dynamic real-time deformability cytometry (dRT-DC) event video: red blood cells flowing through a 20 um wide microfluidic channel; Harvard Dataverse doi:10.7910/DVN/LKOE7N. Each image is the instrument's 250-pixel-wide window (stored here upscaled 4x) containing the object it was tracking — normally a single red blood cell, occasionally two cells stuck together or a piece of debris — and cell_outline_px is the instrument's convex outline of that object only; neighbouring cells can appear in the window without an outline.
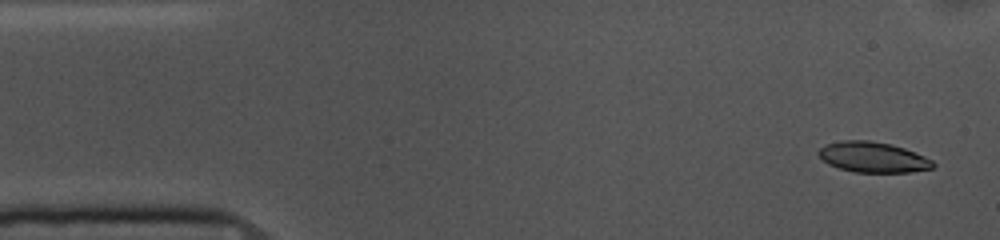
{"species": "common noctule bat (a hibernating species)", "species_latin": "Nyctalus noctula", "temperature_condition": "cold", "stored_images_in_passage": 52, "camera_frame_rate_fps": 3000, "um_per_image_px": 0.085, "animal": {"sex": "female", "body_mass_g": 10.0, "forearm_length_mm": 53.1}, "frame": {"image": 1, "passage_image": 2, "time_ms": 0.333, "image_size_px": [1000, 240], "cell_outline_px": [[936, 164], [932, 168], [912, 172], [856, 172], [840, 168], [828, 164], [816, 152], [824, 144], [840, 140], [872, 140], [892, 144], [904, 148], [924, 156], [932, 160]], "centroid_in_image_um": [74.19, 13.34], "position_along_channel_um": 10.8, "area_um2": 20.4}}
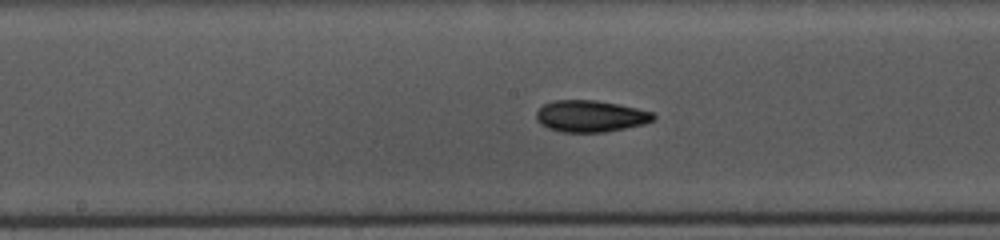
{"frame": {"image": 2, "passage_image": 25, "time_ms": 8.0, "image_size_px": [1000, 240], "cell_outline_px": [[656, 116], [652, 120], [644, 124], [604, 132], [564, 132], [548, 128], [540, 124], [536, 120], [536, 112], [544, 104], [552, 100], [596, 100], [620, 104], [652, 112]], "centroid_in_image_um": [50.17, 9.86], "position_along_channel_um": 198.0, "area_um2": 21.56}}
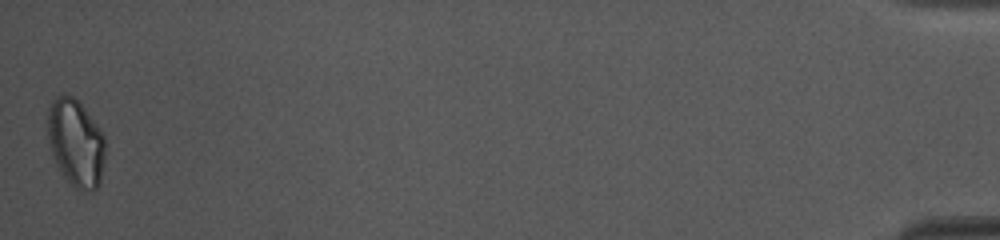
{"frame": {"image": 3, "passage_image": 52, "time_ms": 17.0, "image_size_px": [1000, 240], "cell_outline_px": [[104, 160], [100, 184], [92, 192], [76, 188], [64, 176], [56, 164], [48, 140], [48, 108], [52, 100], [56, 96], [64, 92], [72, 96], [84, 108], [100, 128], [104, 136]], "centroid_in_image_um": [6.44, 12.12], "position_along_channel_um": 428.8, "area_um2": 29.19}, "authors_computed_cell_mechanics": {"area_um2": 21.097, "velocity_mm_per_s": 3.694, "shape_relaxation_time_tau1_ms": 4.6767, "shape_relaxation_time_tau2_ms": null, "deformation_change_tau1": 0.1136, "deformation_change_tau2": null}}